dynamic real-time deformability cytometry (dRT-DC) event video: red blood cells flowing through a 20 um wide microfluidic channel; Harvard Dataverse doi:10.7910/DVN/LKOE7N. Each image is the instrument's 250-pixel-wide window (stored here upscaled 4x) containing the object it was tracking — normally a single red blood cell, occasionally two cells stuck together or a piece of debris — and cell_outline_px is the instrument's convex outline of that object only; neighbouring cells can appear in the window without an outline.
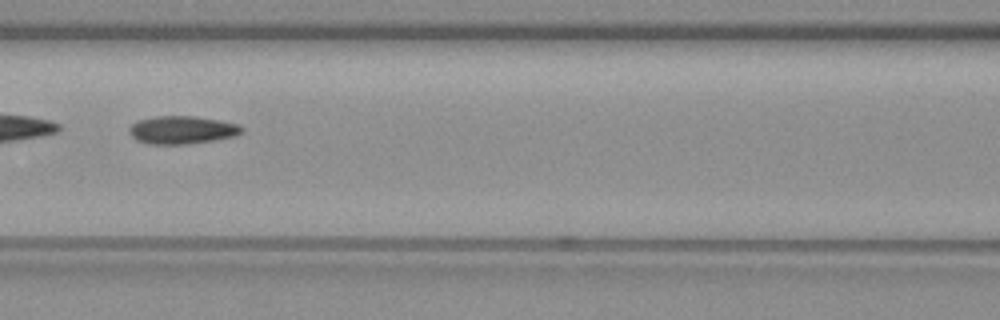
{"species": "common noctule bat (a hibernating species)", "species_latin": "Nyctalus noctula", "temperature_condition": "warm", "stored_images_in_passage": 57, "camera_frame_rate_fps": 3000, "um_per_image_px": 0.085, "animal": {"sex": "female", "body_mass_g": 19.3, "forearm_length_mm": 54.1}, "frame": {"image": 1, "passage_image": 26, "time_ms": 8.333, "image_size_px": [1000, 320], "cell_outline_px": [[244, 132], [236, 136], [216, 140], [188, 144], [148, 144], [136, 140], [128, 132], [128, 128], [136, 120], [156, 116], [196, 116], [220, 120], [240, 124], [244, 128]], "centroid_in_image_um": [15.5, 11.04], "position_along_channel_um": 151.1, "area_um2": 18.73}}